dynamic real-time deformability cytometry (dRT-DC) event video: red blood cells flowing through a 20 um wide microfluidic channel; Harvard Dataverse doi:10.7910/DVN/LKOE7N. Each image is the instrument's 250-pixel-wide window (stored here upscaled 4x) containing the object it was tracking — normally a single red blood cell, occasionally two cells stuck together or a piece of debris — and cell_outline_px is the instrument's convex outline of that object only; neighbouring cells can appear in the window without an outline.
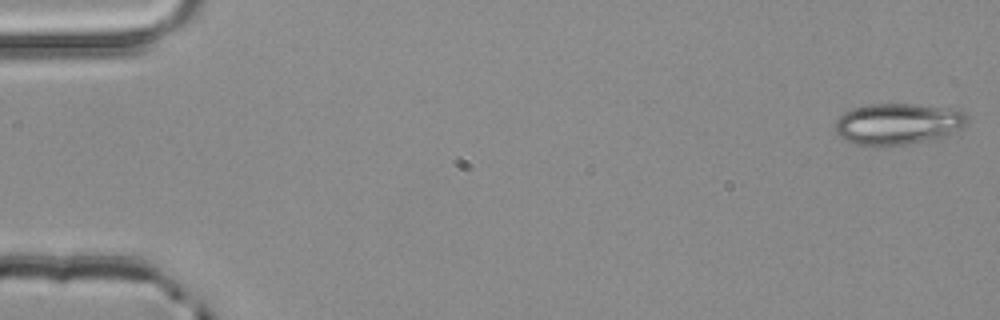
{"species": "common noctule bat (a hibernating species)", "species_latin": "Nyctalus noctula", "temperature_condition": "room temperature", "stored_images_in_passage": 4, "camera_frame_rate_fps": 3000, "um_per_image_px": 0.085, "animal": {"sex": "male", "body_mass_g": 20.4}, "frame": {"image": 1, "passage_image": 1, "time_ms": 0.0, "image_size_px": [1000, 320], "cell_outline_px": [[968, 120], [964, 124], [944, 136], [936, 140], [908, 144], [856, 144], [840, 136], [836, 132], [836, 120], [844, 112], [852, 108], [868, 104], [916, 104], [960, 108], [968, 116]], "centroid_in_image_um": [76.37, 10.49], "position_along_channel_um": 8.6, "area_um2": 31.62}}